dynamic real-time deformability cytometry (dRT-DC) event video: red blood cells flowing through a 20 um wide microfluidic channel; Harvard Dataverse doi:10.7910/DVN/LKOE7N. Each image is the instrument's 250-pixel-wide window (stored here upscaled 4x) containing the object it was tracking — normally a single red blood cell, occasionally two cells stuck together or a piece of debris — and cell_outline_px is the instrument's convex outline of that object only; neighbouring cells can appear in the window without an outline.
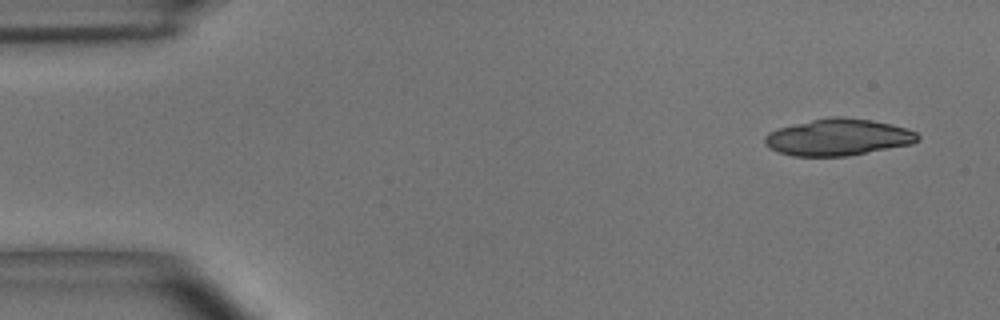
{"species": "common noctule bat (a hibernating species)", "species_latin": "Nyctalus noctula", "temperature_condition": "room temperature", "stored_images_in_passage": 5, "camera_frame_rate_fps": 3000, "um_per_image_px": 0.085, "animal": {"sex": "male", "body_mass_g": 15.6}, "frame": {"image": 1, "passage_image": 1, "time_ms": 0.0, "image_size_px": [1000, 320], "cell_outline_px": [[920, 140], [912, 144], [848, 156], [792, 156], [776, 152], [768, 148], [764, 144], [764, 136], [768, 132], [780, 128], [812, 120], [832, 116], [844, 116], [872, 120], [892, 124], [916, 132], [920, 136]], "centroid_in_image_um": [71.23, 11.67], "position_along_channel_um": 13.8, "area_um2": 32.89}}
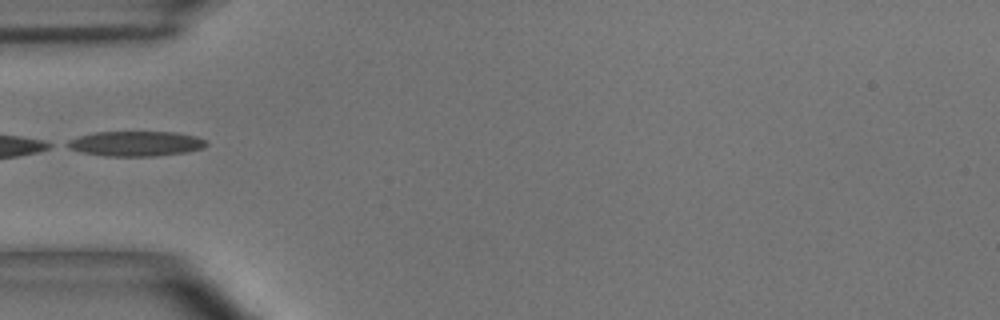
{"frame": {"image": 2, "passage_image": 5, "time_ms": 1.333, "image_size_px": [1000, 320], "cell_outline_px": [[208, 144], [204, 148], [188, 152], [156, 156], [104, 156], [80, 152], [68, 148], [60, 144], [68, 140], [80, 136], [96, 132], [176, 132], [196, 136], [208, 140]], "centroid_in_image_um": [11.54, 12.21], "position_along_channel_um": 73.5, "area_um2": 20.63}}